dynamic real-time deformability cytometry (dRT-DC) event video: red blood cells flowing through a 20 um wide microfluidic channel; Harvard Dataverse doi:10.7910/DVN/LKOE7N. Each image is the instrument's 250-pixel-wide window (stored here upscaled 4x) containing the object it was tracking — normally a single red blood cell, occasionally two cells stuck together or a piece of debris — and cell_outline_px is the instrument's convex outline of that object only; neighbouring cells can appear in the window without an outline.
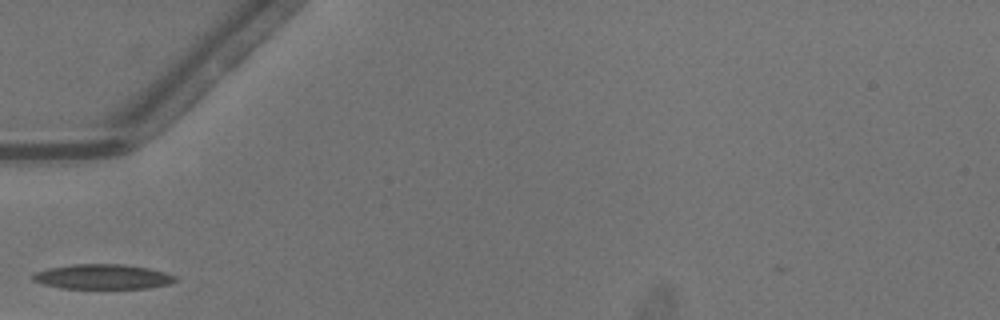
{"species": "common noctule bat (a hibernating species)", "species_latin": "Nyctalus noctula", "temperature_condition": "warm", "stored_images_in_passage": 14, "camera_frame_rate_fps": 3000, "um_per_image_px": 0.085, "animal": {"sex": "male", "body_mass_g": 13.3}, "frame": {"image": 1, "passage_image": 1, "time_ms": 0.0, "image_size_px": [1000, 320], "cell_outline_px": [[176, 280], [172, 284], [148, 288], [60, 288], [44, 284], [32, 280], [32, 276], [36, 272], [48, 268], [72, 264], [124, 264], [148, 268], [164, 272], [176, 276]], "centroid_in_image_um": [8.75, 23.52], "position_along_channel_um": 76.3, "area_um2": 20.63}}
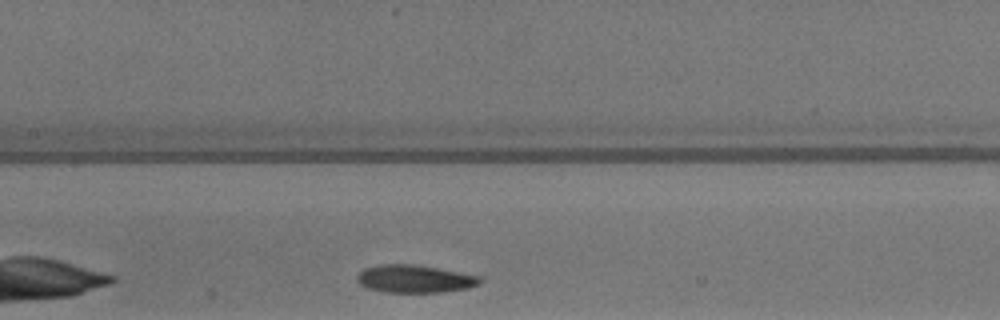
{"frame": {"image": 2, "passage_image": 8, "time_ms": 2.333, "image_size_px": [1000, 320], "cell_outline_px": [[480, 284], [468, 288], [444, 292], [384, 292], [364, 288], [356, 280], [356, 276], [364, 268], [380, 264], [412, 264], [436, 268], [480, 276]], "centroid_in_image_um": [35.19, 23.71], "position_along_channel_um": 172.2, "area_um2": 19.88}}
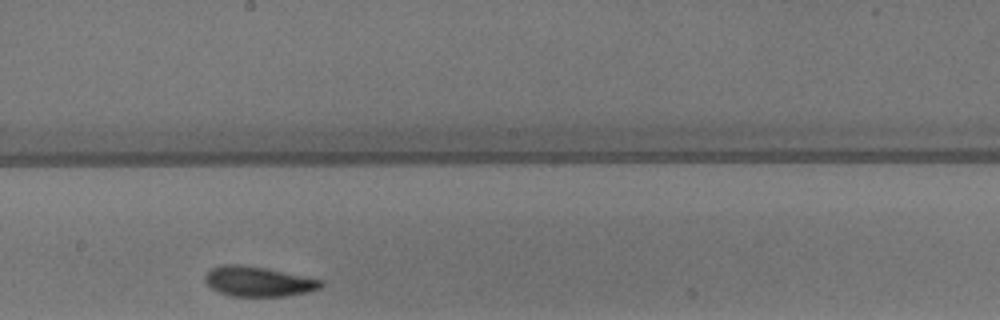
{"frame": {"image": 3, "passage_image": 12, "time_ms": 3.667, "image_size_px": [1000, 320], "cell_outline_px": [[324, 284], [320, 288], [308, 292], [284, 296], [232, 296], [220, 292], [212, 288], [204, 280], [204, 276], [212, 268], [224, 264], [236, 264], [268, 268], [324, 280]], "centroid_in_image_um": [21.99, 23.92], "position_along_channel_um": 226.2, "area_um2": 20.23}}